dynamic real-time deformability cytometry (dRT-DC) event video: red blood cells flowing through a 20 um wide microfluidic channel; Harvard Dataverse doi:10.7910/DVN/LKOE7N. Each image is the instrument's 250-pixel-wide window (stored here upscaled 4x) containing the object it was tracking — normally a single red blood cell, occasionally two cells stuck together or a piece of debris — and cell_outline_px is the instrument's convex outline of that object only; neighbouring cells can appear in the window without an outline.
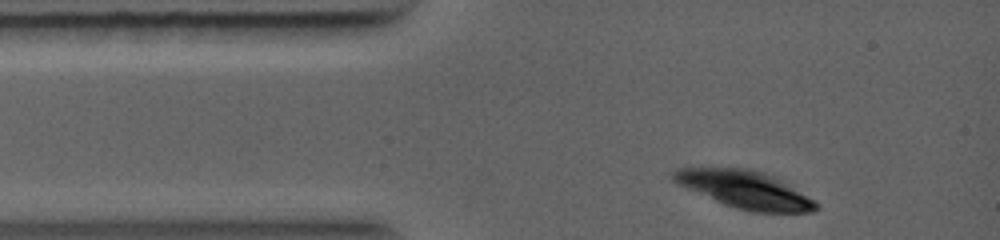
{"species": "common noctule bat (a hibernating species)", "species_latin": "Nyctalus noctula", "temperature_condition": "warm", "stored_images_in_passage": 16, "camera_frame_rate_fps": 5000, "um_per_image_px": 0.085, "animal": {"sex": "female", "body_mass_g": 19.0, "forearm_length_mm": 56.7}, "frame": {"image": 1, "passage_image": 3, "time_ms": 0.4, "image_size_px": [1000, 240], "cell_outline_px": [[820, 208], [812, 212], [752, 212], [736, 208], [724, 204], [688, 188], [672, 180], [668, 172], [680, 168], [748, 168], [764, 172], [776, 176], [816, 200]], "centroid_in_image_um": [63.38, 16.1], "position_along_channel_um": 21.6, "area_um2": 31.27}}
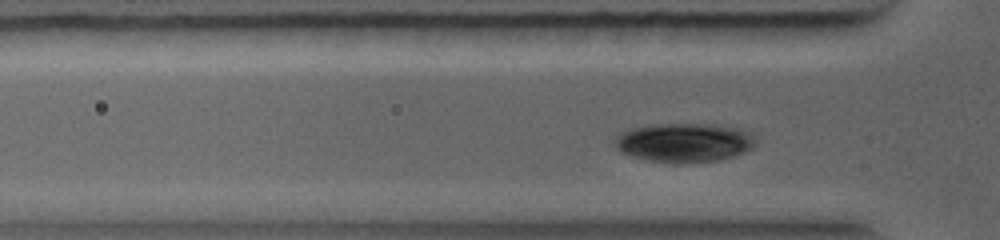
{"frame": {"image": 2, "passage_image": 11, "time_ms": 2.0, "image_size_px": [1000, 240], "cell_outline_px": [[756, 140], [752, 148], [744, 152], [732, 156], [716, 160], [680, 164], [672, 164], [648, 160], [620, 152], [616, 148], [616, 136], [620, 132], [632, 128], [648, 124], [716, 124], [740, 128], [748, 132]], "centroid_in_image_um": [58.14, 12.11], "position_along_channel_um": 67.7, "area_um2": 32.19}}